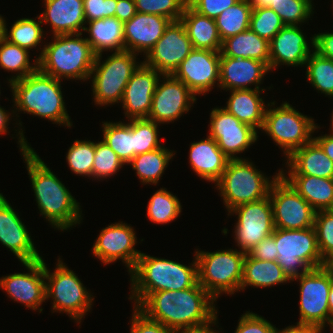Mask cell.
I'll return each instance as SVG.
<instances>
[{
    "label": "cell",
    "instance_id": "obj_62",
    "mask_svg": "<svg viewBox=\"0 0 333 333\" xmlns=\"http://www.w3.org/2000/svg\"><path fill=\"white\" fill-rule=\"evenodd\" d=\"M5 19L0 15V40L4 38Z\"/></svg>",
    "mask_w": 333,
    "mask_h": 333
},
{
    "label": "cell",
    "instance_id": "obj_29",
    "mask_svg": "<svg viewBox=\"0 0 333 333\" xmlns=\"http://www.w3.org/2000/svg\"><path fill=\"white\" fill-rule=\"evenodd\" d=\"M265 90L264 88L231 90V95L224 109L258 132L259 129H262L267 107L260 96V92Z\"/></svg>",
    "mask_w": 333,
    "mask_h": 333
},
{
    "label": "cell",
    "instance_id": "obj_58",
    "mask_svg": "<svg viewBox=\"0 0 333 333\" xmlns=\"http://www.w3.org/2000/svg\"><path fill=\"white\" fill-rule=\"evenodd\" d=\"M11 113L12 115L15 114L14 110L12 112H8L7 110H5L0 106V135L7 134L9 132L8 126L10 123L9 121L11 120L10 119Z\"/></svg>",
    "mask_w": 333,
    "mask_h": 333
},
{
    "label": "cell",
    "instance_id": "obj_56",
    "mask_svg": "<svg viewBox=\"0 0 333 333\" xmlns=\"http://www.w3.org/2000/svg\"><path fill=\"white\" fill-rule=\"evenodd\" d=\"M332 133L313 137V140L322 148L325 154L333 161V129Z\"/></svg>",
    "mask_w": 333,
    "mask_h": 333
},
{
    "label": "cell",
    "instance_id": "obj_63",
    "mask_svg": "<svg viewBox=\"0 0 333 333\" xmlns=\"http://www.w3.org/2000/svg\"><path fill=\"white\" fill-rule=\"evenodd\" d=\"M327 266L333 271V259L327 263Z\"/></svg>",
    "mask_w": 333,
    "mask_h": 333
},
{
    "label": "cell",
    "instance_id": "obj_32",
    "mask_svg": "<svg viewBox=\"0 0 333 333\" xmlns=\"http://www.w3.org/2000/svg\"><path fill=\"white\" fill-rule=\"evenodd\" d=\"M280 173L316 211L333 210V178Z\"/></svg>",
    "mask_w": 333,
    "mask_h": 333
},
{
    "label": "cell",
    "instance_id": "obj_33",
    "mask_svg": "<svg viewBox=\"0 0 333 333\" xmlns=\"http://www.w3.org/2000/svg\"><path fill=\"white\" fill-rule=\"evenodd\" d=\"M291 279L276 261H264L246 253L243 262V277L240 291L248 286L266 288L288 283Z\"/></svg>",
    "mask_w": 333,
    "mask_h": 333
},
{
    "label": "cell",
    "instance_id": "obj_18",
    "mask_svg": "<svg viewBox=\"0 0 333 333\" xmlns=\"http://www.w3.org/2000/svg\"><path fill=\"white\" fill-rule=\"evenodd\" d=\"M29 273H14L0 278V287L9 298L26 308L42 312L41 305L46 299L45 262L43 258L22 262Z\"/></svg>",
    "mask_w": 333,
    "mask_h": 333
},
{
    "label": "cell",
    "instance_id": "obj_47",
    "mask_svg": "<svg viewBox=\"0 0 333 333\" xmlns=\"http://www.w3.org/2000/svg\"><path fill=\"white\" fill-rule=\"evenodd\" d=\"M284 26L274 10L270 8L252 9L249 28L259 37L270 41Z\"/></svg>",
    "mask_w": 333,
    "mask_h": 333
},
{
    "label": "cell",
    "instance_id": "obj_8",
    "mask_svg": "<svg viewBox=\"0 0 333 333\" xmlns=\"http://www.w3.org/2000/svg\"><path fill=\"white\" fill-rule=\"evenodd\" d=\"M270 103L267 104L261 130L270 136L288 158L294 151L310 143L313 140L312 134L320 127L312 117L295 110L287 101L277 108H273L275 101Z\"/></svg>",
    "mask_w": 333,
    "mask_h": 333
},
{
    "label": "cell",
    "instance_id": "obj_11",
    "mask_svg": "<svg viewBox=\"0 0 333 333\" xmlns=\"http://www.w3.org/2000/svg\"><path fill=\"white\" fill-rule=\"evenodd\" d=\"M60 259L52 273L45 263L46 299L52 298L53 312L66 313L80 324L84 315L92 309L94 298L76 273Z\"/></svg>",
    "mask_w": 333,
    "mask_h": 333
},
{
    "label": "cell",
    "instance_id": "obj_49",
    "mask_svg": "<svg viewBox=\"0 0 333 333\" xmlns=\"http://www.w3.org/2000/svg\"><path fill=\"white\" fill-rule=\"evenodd\" d=\"M234 333H275V326L261 315L247 311L241 315Z\"/></svg>",
    "mask_w": 333,
    "mask_h": 333
},
{
    "label": "cell",
    "instance_id": "obj_41",
    "mask_svg": "<svg viewBox=\"0 0 333 333\" xmlns=\"http://www.w3.org/2000/svg\"><path fill=\"white\" fill-rule=\"evenodd\" d=\"M304 66L311 86L319 93L333 97V61L313 50Z\"/></svg>",
    "mask_w": 333,
    "mask_h": 333
},
{
    "label": "cell",
    "instance_id": "obj_2",
    "mask_svg": "<svg viewBox=\"0 0 333 333\" xmlns=\"http://www.w3.org/2000/svg\"><path fill=\"white\" fill-rule=\"evenodd\" d=\"M216 300L199 284L179 291L150 293L137 308L174 332L197 329L217 318Z\"/></svg>",
    "mask_w": 333,
    "mask_h": 333
},
{
    "label": "cell",
    "instance_id": "obj_44",
    "mask_svg": "<svg viewBox=\"0 0 333 333\" xmlns=\"http://www.w3.org/2000/svg\"><path fill=\"white\" fill-rule=\"evenodd\" d=\"M313 6L308 0H276L270 9L279 15L284 25L298 26L311 18Z\"/></svg>",
    "mask_w": 333,
    "mask_h": 333
},
{
    "label": "cell",
    "instance_id": "obj_10",
    "mask_svg": "<svg viewBox=\"0 0 333 333\" xmlns=\"http://www.w3.org/2000/svg\"><path fill=\"white\" fill-rule=\"evenodd\" d=\"M275 243L278 252L276 262L290 279L327 265L319 252L314 227L294 230L275 228Z\"/></svg>",
    "mask_w": 333,
    "mask_h": 333
},
{
    "label": "cell",
    "instance_id": "obj_5",
    "mask_svg": "<svg viewBox=\"0 0 333 333\" xmlns=\"http://www.w3.org/2000/svg\"><path fill=\"white\" fill-rule=\"evenodd\" d=\"M81 35H54L53 42L43 45L36 58L38 69L58 80H89L96 54Z\"/></svg>",
    "mask_w": 333,
    "mask_h": 333
},
{
    "label": "cell",
    "instance_id": "obj_3",
    "mask_svg": "<svg viewBox=\"0 0 333 333\" xmlns=\"http://www.w3.org/2000/svg\"><path fill=\"white\" fill-rule=\"evenodd\" d=\"M129 275L132 294L129 299L134 300V306L137 307L150 293L194 287L198 283V264L196 256L192 263L186 266L141 253Z\"/></svg>",
    "mask_w": 333,
    "mask_h": 333
},
{
    "label": "cell",
    "instance_id": "obj_51",
    "mask_svg": "<svg viewBox=\"0 0 333 333\" xmlns=\"http://www.w3.org/2000/svg\"><path fill=\"white\" fill-rule=\"evenodd\" d=\"M86 22L115 17L117 0H83Z\"/></svg>",
    "mask_w": 333,
    "mask_h": 333
},
{
    "label": "cell",
    "instance_id": "obj_28",
    "mask_svg": "<svg viewBox=\"0 0 333 333\" xmlns=\"http://www.w3.org/2000/svg\"><path fill=\"white\" fill-rule=\"evenodd\" d=\"M286 160L287 175L333 178V161L314 140L294 151Z\"/></svg>",
    "mask_w": 333,
    "mask_h": 333
},
{
    "label": "cell",
    "instance_id": "obj_16",
    "mask_svg": "<svg viewBox=\"0 0 333 333\" xmlns=\"http://www.w3.org/2000/svg\"><path fill=\"white\" fill-rule=\"evenodd\" d=\"M209 137L229 159H240L237 154L254 144L258 135L254 128L242 123L223 107L212 108L210 112Z\"/></svg>",
    "mask_w": 333,
    "mask_h": 333
},
{
    "label": "cell",
    "instance_id": "obj_36",
    "mask_svg": "<svg viewBox=\"0 0 333 333\" xmlns=\"http://www.w3.org/2000/svg\"><path fill=\"white\" fill-rule=\"evenodd\" d=\"M130 122H102L103 140L126 164L134 158L133 119Z\"/></svg>",
    "mask_w": 333,
    "mask_h": 333
},
{
    "label": "cell",
    "instance_id": "obj_60",
    "mask_svg": "<svg viewBox=\"0 0 333 333\" xmlns=\"http://www.w3.org/2000/svg\"><path fill=\"white\" fill-rule=\"evenodd\" d=\"M276 0H249L252 9L270 8L275 5Z\"/></svg>",
    "mask_w": 333,
    "mask_h": 333
},
{
    "label": "cell",
    "instance_id": "obj_50",
    "mask_svg": "<svg viewBox=\"0 0 333 333\" xmlns=\"http://www.w3.org/2000/svg\"><path fill=\"white\" fill-rule=\"evenodd\" d=\"M133 308L130 333H175L158 321L148 318L137 307Z\"/></svg>",
    "mask_w": 333,
    "mask_h": 333
},
{
    "label": "cell",
    "instance_id": "obj_54",
    "mask_svg": "<svg viewBox=\"0 0 333 333\" xmlns=\"http://www.w3.org/2000/svg\"><path fill=\"white\" fill-rule=\"evenodd\" d=\"M313 50L319 55L333 61V32L314 34Z\"/></svg>",
    "mask_w": 333,
    "mask_h": 333
},
{
    "label": "cell",
    "instance_id": "obj_53",
    "mask_svg": "<svg viewBox=\"0 0 333 333\" xmlns=\"http://www.w3.org/2000/svg\"><path fill=\"white\" fill-rule=\"evenodd\" d=\"M248 254L255 259L276 261L278 252L275 243V229L270 236L261 240L259 244L248 252Z\"/></svg>",
    "mask_w": 333,
    "mask_h": 333
},
{
    "label": "cell",
    "instance_id": "obj_59",
    "mask_svg": "<svg viewBox=\"0 0 333 333\" xmlns=\"http://www.w3.org/2000/svg\"><path fill=\"white\" fill-rule=\"evenodd\" d=\"M217 323H218V320L216 319L212 324H210L208 326H205L202 328H197V329L180 330V331H176L175 333H219L220 331L214 330V328H211V326L213 327V325H216L217 327H219L217 325Z\"/></svg>",
    "mask_w": 333,
    "mask_h": 333
},
{
    "label": "cell",
    "instance_id": "obj_6",
    "mask_svg": "<svg viewBox=\"0 0 333 333\" xmlns=\"http://www.w3.org/2000/svg\"><path fill=\"white\" fill-rule=\"evenodd\" d=\"M258 170L260 169H256L252 162L242 157L229 160L221 178L215 183L228 212L239 205L257 201L269 195L271 185L281 174L280 170L271 178L272 180Z\"/></svg>",
    "mask_w": 333,
    "mask_h": 333
},
{
    "label": "cell",
    "instance_id": "obj_35",
    "mask_svg": "<svg viewBox=\"0 0 333 333\" xmlns=\"http://www.w3.org/2000/svg\"><path fill=\"white\" fill-rule=\"evenodd\" d=\"M163 145L155 150L136 155L127 165L136 171L142 185H157L175 153Z\"/></svg>",
    "mask_w": 333,
    "mask_h": 333
},
{
    "label": "cell",
    "instance_id": "obj_57",
    "mask_svg": "<svg viewBox=\"0 0 333 333\" xmlns=\"http://www.w3.org/2000/svg\"><path fill=\"white\" fill-rule=\"evenodd\" d=\"M297 325H291L287 326L286 328H282V330H278L275 326V333H316L318 330L311 326L306 324H298Z\"/></svg>",
    "mask_w": 333,
    "mask_h": 333
},
{
    "label": "cell",
    "instance_id": "obj_19",
    "mask_svg": "<svg viewBox=\"0 0 333 333\" xmlns=\"http://www.w3.org/2000/svg\"><path fill=\"white\" fill-rule=\"evenodd\" d=\"M192 50L184 25L180 20L173 21L143 62L163 75L173 74Z\"/></svg>",
    "mask_w": 333,
    "mask_h": 333
},
{
    "label": "cell",
    "instance_id": "obj_34",
    "mask_svg": "<svg viewBox=\"0 0 333 333\" xmlns=\"http://www.w3.org/2000/svg\"><path fill=\"white\" fill-rule=\"evenodd\" d=\"M221 56L250 58L269 66V41L259 37L250 28L222 41Z\"/></svg>",
    "mask_w": 333,
    "mask_h": 333
},
{
    "label": "cell",
    "instance_id": "obj_48",
    "mask_svg": "<svg viewBox=\"0 0 333 333\" xmlns=\"http://www.w3.org/2000/svg\"><path fill=\"white\" fill-rule=\"evenodd\" d=\"M137 12L154 14L179 21L188 0H134Z\"/></svg>",
    "mask_w": 333,
    "mask_h": 333
},
{
    "label": "cell",
    "instance_id": "obj_37",
    "mask_svg": "<svg viewBox=\"0 0 333 333\" xmlns=\"http://www.w3.org/2000/svg\"><path fill=\"white\" fill-rule=\"evenodd\" d=\"M29 51L20 46L7 41L5 38L0 40V68L8 72L14 73L8 79V83L24 78L38 69V60L35 59L33 64H30Z\"/></svg>",
    "mask_w": 333,
    "mask_h": 333
},
{
    "label": "cell",
    "instance_id": "obj_40",
    "mask_svg": "<svg viewBox=\"0 0 333 333\" xmlns=\"http://www.w3.org/2000/svg\"><path fill=\"white\" fill-rule=\"evenodd\" d=\"M181 211L178 197L166 188H160L148 202L147 218L155 224H167L177 219Z\"/></svg>",
    "mask_w": 333,
    "mask_h": 333
},
{
    "label": "cell",
    "instance_id": "obj_39",
    "mask_svg": "<svg viewBox=\"0 0 333 333\" xmlns=\"http://www.w3.org/2000/svg\"><path fill=\"white\" fill-rule=\"evenodd\" d=\"M38 18V22L32 18H20L14 22L11 26L10 31L6 28V20H5V31L4 38L21 48H24L30 51L32 48H36L40 45L42 38H45L43 28L41 27L42 21L40 16L35 17ZM38 45V46H37Z\"/></svg>",
    "mask_w": 333,
    "mask_h": 333
},
{
    "label": "cell",
    "instance_id": "obj_30",
    "mask_svg": "<svg viewBox=\"0 0 333 333\" xmlns=\"http://www.w3.org/2000/svg\"><path fill=\"white\" fill-rule=\"evenodd\" d=\"M180 21L185 27L193 49L221 51L222 40L215 19L198 13L187 4Z\"/></svg>",
    "mask_w": 333,
    "mask_h": 333
},
{
    "label": "cell",
    "instance_id": "obj_7",
    "mask_svg": "<svg viewBox=\"0 0 333 333\" xmlns=\"http://www.w3.org/2000/svg\"><path fill=\"white\" fill-rule=\"evenodd\" d=\"M194 254L198 264V283L217 301L221 293L240 292L246 253L237 249L200 251Z\"/></svg>",
    "mask_w": 333,
    "mask_h": 333
},
{
    "label": "cell",
    "instance_id": "obj_61",
    "mask_svg": "<svg viewBox=\"0 0 333 333\" xmlns=\"http://www.w3.org/2000/svg\"><path fill=\"white\" fill-rule=\"evenodd\" d=\"M328 301H329L328 306H329L330 316L333 318V282L330 287Z\"/></svg>",
    "mask_w": 333,
    "mask_h": 333
},
{
    "label": "cell",
    "instance_id": "obj_13",
    "mask_svg": "<svg viewBox=\"0 0 333 333\" xmlns=\"http://www.w3.org/2000/svg\"><path fill=\"white\" fill-rule=\"evenodd\" d=\"M274 226L294 230L314 227L316 210L280 174L269 191Z\"/></svg>",
    "mask_w": 333,
    "mask_h": 333
},
{
    "label": "cell",
    "instance_id": "obj_4",
    "mask_svg": "<svg viewBox=\"0 0 333 333\" xmlns=\"http://www.w3.org/2000/svg\"><path fill=\"white\" fill-rule=\"evenodd\" d=\"M9 86L12 90L15 114L23 111L68 128L73 126L65 108L61 80L37 69L24 78L10 82Z\"/></svg>",
    "mask_w": 333,
    "mask_h": 333
},
{
    "label": "cell",
    "instance_id": "obj_42",
    "mask_svg": "<svg viewBox=\"0 0 333 333\" xmlns=\"http://www.w3.org/2000/svg\"><path fill=\"white\" fill-rule=\"evenodd\" d=\"M95 156V142L75 140L66 154V162L71 172L79 176L92 178V166Z\"/></svg>",
    "mask_w": 333,
    "mask_h": 333
},
{
    "label": "cell",
    "instance_id": "obj_45",
    "mask_svg": "<svg viewBox=\"0 0 333 333\" xmlns=\"http://www.w3.org/2000/svg\"><path fill=\"white\" fill-rule=\"evenodd\" d=\"M123 165L125 163L104 141L95 142L92 178L101 180L111 177L123 168Z\"/></svg>",
    "mask_w": 333,
    "mask_h": 333
},
{
    "label": "cell",
    "instance_id": "obj_52",
    "mask_svg": "<svg viewBox=\"0 0 333 333\" xmlns=\"http://www.w3.org/2000/svg\"><path fill=\"white\" fill-rule=\"evenodd\" d=\"M240 0H188V4L198 13L216 19L224 10Z\"/></svg>",
    "mask_w": 333,
    "mask_h": 333
},
{
    "label": "cell",
    "instance_id": "obj_27",
    "mask_svg": "<svg viewBox=\"0 0 333 333\" xmlns=\"http://www.w3.org/2000/svg\"><path fill=\"white\" fill-rule=\"evenodd\" d=\"M229 158L207 135V138L190 144L189 163L200 178L216 183L225 171Z\"/></svg>",
    "mask_w": 333,
    "mask_h": 333
},
{
    "label": "cell",
    "instance_id": "obj_23",
    "mask_svg": "<svg viewBox=\"0 0 333 333\" xmlns=\"http://www.w3.org/2000/svg\"><path fill=\"white\" fill-rule=\"evenodd\" d=\"M306 37L299 26L285 25L270 41V71L280 65L292 67H304L309 58L311 46L314 48V36L306 40ZM310 45V46H309Z\"/></svg>",
    "mask_w": 333,
    "mask_h": 333
},
{
    "label": "cell",
    "instance_id": "obj_55",
    "mask_svg": "<svg viewBox=\"0 0 333 333\" xmlns=\"http://www.w3.org/2000/svg\"><path fill=\"white\" fill-rule=\"evenodd\" d=\"M137 13L134 0H117L115 17L123 23L129 21Z\"/></svg>",
    "mask_w": 333,
    "mask_h": 333
},
{
    "label": "cell",
    "instance_id": "obj_14",
    "mask_svg": "<svg viewBox=\"0 0 333 333\" xmlns=\"http://www.w3.org/2000/svg\"><path fill=\"white\" fill-rule=\"evenodd\" d=\"M231 214L238 215L233 233H235L236 246L242 252L248 253L261 240L274 232L273 210L269 195L260 200L239 205L228 212V216Z\"/></svg>",
    "mask_w": 333,
    "mask_h": 333
},
{
    "label": "cell",
    "instance_id": "obj_17",
    "mask_svg": "<svg viewBox=\"0 0 333 333\" xmlns=\"http://www.w3.org/2000/svg\"><path fill=\"white\" fill-rule=\"evenodd\" d=\"M152 97V107L147 119L158 124L171 123L187 114L196 102V95L172 74L163 75ZM162 82V83H160ZM192 105V106H191Z\"/></svg>",
    "mask_w": 333,
    "mask_h": 333
},
{
    "label": "cell",
    "instance_id": "obj_46",
    "mask_svg": "<svg viewBox=\"0 0 333 333\" xmlns=\"http://www.w3.org/2000/svg\"><path fill=\"white\" fill-rule=\"evenodd\" d=\"M314 228L319 252L328 263L333 259V210L316 211Z\"/></svg>",
    "mask_w": 333,
    "mask_h": 333
},
{
    "label": "cell",
    "instance_id": "obj_22",
    "mask_svg": "<svg viewBox=\"0 0 333 333\" xmlns=\"http://www.w3.org/2000/svg\"><path fill=\"white\" fill-rule=\"evenodd\" d=\"M0 243L6 246L21 263L42 258L25 224L2 193H0Z\"/></svg>",
    "mask_w": 333,
    "mask_h": 333
},
{
    "label": "cell",
    "instance_id": "obj_21",
    "mask_svg": "<svg viewBox=\"0 0 333 333\" xmlns=\"http://www.w3.org/2000/svg\"><path fill=\"white\" fill-rule=\"evenodd\" d=\"M163 74L142 62L127 83L121 100L125 117L147 118L152 107V97Z\"/></svg>",
    "mask_w": 333,
    "mask_h": 333
},
{
    "label": "cell",
    "instance_id": "obj_9",
    "mask_svg": "<svg viewBox=\"0 0 333 333\" xmlns=\"http://www.w3.org/2000/svg\"><path fill=\"white\" fill-rule=\"evenodd\" d=\"M137 54L131 51L115 52L104 61L102 53L96 55L91 71L92 93L95 105L104 106L120 103L124 89L140 63ZM93 75V76H92Z\"/></svg>",
    "mask_w": 333,
    "mask_h": 333
},
{
    "label": "cell",
    "instance_id": "obj_26",
    "mask_svg": "<svg viewBox=\"0 0 333 333\" xmlns=\"http://www.w3.org/2000/svg\"><path fill=\"white\" fill-rule=\"evenodd\" d=\"M42 23L50 24L54 35L83 34L86 25L83 0H44Z\"/></svg>",
    "mask_w": 333,
    "mask_h": 333
},
{
    "label": "cell",
    "instance_id": "obj_20",
    "mask_svg": "<svg viewBox=\"0 0 333 333\" xmlns=\"http://www.w3.org/2000/svg\"><path fill=\"white\" fill-rule=\"evenodd\" d=\"M220 51L193 49L172 74L195 95H205L219 87Z\"/></svg>",
    "mask_w": 333,
    "mask_h": 333
},
{
    "label": "cell",
    "instance_id": "obj_31",
    "mask_svg": "<svg viewBox=\"0 0 333 333\" xmlns=\"http://www.w3.org/2000/svg\"><path fill=\"white\" fill-rule=\"evenodd\" d=\"M89 27H84L88 32L87 41L93 52L99 55L105 51L120 52L125 50L124 23L117 17H106L86 22Z\"/></svg>",
    "mask_w": 333,
    "mask_h": 333
},
{
    "label": "cell",
    "instance_id": "obj_25",
    "mask_svg": "<svg viewBox=\"0 0 333 333\" xmlns=\"http://www.w3.org/2000/svg\"><path fill=\"white\" fill-rule=\"evenodd\" d=\"M269 66L250 58L220 57L219 87L222 90L260 89Z\"/></svg>",
    "mask_w": 333,
    "mask_h": 333
},
{
    "label": "cell",
    "instance_id": "obj_38",
    "mask_svg": "<svg viewBox=\"0 0 333 333\" xmlns=\"http://www.w3.org/2000/svg\"><path fill=\"white\" fill-rule=\"evenodd\" d=\"M252 6L249 0H240L235 5L224 10L215 23L221 40L242 33L250 27Z\"/></svg>",
    "mask_w": 333,
    "mask_h": 333
},
{
    "label": "cell",
    "instance_id": "obj_12",
    "mask_svg": "<svg viewBox=\"0 0 333 333\" xmlns=\"http://www.w3.org/2000/svg\"><path fill=\"white\" fill-rule=\"evenodd\" d=\"M300 281L299 321L323 331L325 325L333 329V318L330 316L328 296L333 282V271L326 265L311 269L291 281Z\"/></svg>",
    "mask_w": 333,
    "mask_h": 333
},
{
    "label": "cell",
    "instance_id": "obj_64",
    "mask_svg": "<svg viewBox=\"0 0 333 333\" xmlns=\"http://www.w3.org/2000/svg\"><path fill=\"white\" fill-rule=\"evenodd\" d=\"M331 129H333V111H332V116H331Z\"/></svg>",
    "mask_w": 333,
    "mask_h": 333
},
{
    "label": "cell",
    "instance_id": "obj_15",
    "mask_svg": "<svg viewBox=\"0 0 333 333\" xmlns=\"http://www.w3.org/2000/svg\"><path fill=\"white\" fill-rule=\"evenodd\" d=\"M136 233L132 226L119 221L103 228L92 247V254L104 265L122 260L130 273L135 267L141 251L135 249Z\"/></svg>",
    "mask_w": 333,
    "mask_h": 333
},
{
    "label": "cell",
    "instance_id": "obj_43",
    "mask_svg": "<svg viewBox=\"0 0 333 333\" xmlns=\"http://www.w3.org/2000/svg\"><path fill=\"white\" fill-rule=\"evenodd\" d=\"M158 125L160 126L147 118L133 119L134 157L162 146L159 141Z\"/></svg>",
    "mask_w": 333,
    "mask_h": 333
},
{
    "label": "cell",
    "instance_id": "obj_1",
    "mask_svg": "<svg viewBox=\"0 0 333 333\" xmlns=\"http://www.w3.org/2000/svg\"><path fill=\"white\" fill-rule=\"evenodd\" d=\"M17 135L40 215L44 216L54 229L61 231L80 224V203L29 145L22 128L18 129Z\"/></svg>",
    "mask_w": 333,
    "mask_h": 333
},
{
    "label": "cell",
    "instance_id": "obj_24",
    "mask_svg": "<svg viewBox=\"0 0 333 333\" xmlns=\"http://www.w3.org/2000/svg\"><path fill=\"white\" fill-rule=\"evenodd\" d=\"M171 22L164 16L137 12L124 23L125 50L146 56Z\"/></svg>",
    "mask_w": 333,
    "mask_h": 333
}]
</instances>
